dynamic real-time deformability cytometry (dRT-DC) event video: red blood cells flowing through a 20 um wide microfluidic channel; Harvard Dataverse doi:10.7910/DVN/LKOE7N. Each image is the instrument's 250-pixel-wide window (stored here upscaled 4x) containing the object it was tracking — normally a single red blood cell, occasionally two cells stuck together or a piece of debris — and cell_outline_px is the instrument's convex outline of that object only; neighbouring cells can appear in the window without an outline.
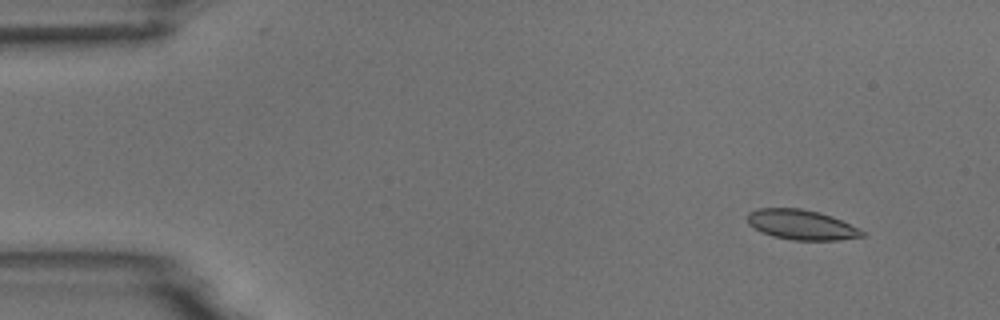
{"species": "common noctule bat (a hibernating species)", "species_latin": "Nyctalus noctula", "temperature_condition": "room temperature", "stored_images_in_passage": 9, "camera_frame_rate_fps": 3000, "um_per_image_px": 0.085, "animal": {"sex": "male", "body_mass_g": 18.8}, "frame": {"image": 1, "passage_image": 2, "time_ms": 1.333, "image_size_px": [1000, 320], "cell_outline_px": [[864, 236], [840, 240], [792, 240], [772, 236], [760, 232], [748, 224], [748, 212], [760, 208], [800, 208], [832, 216], [860, 228], [864, 232]], "centroid_in_image_um": [68.12, 19.11], "position_along_channel_um": 16.9, "area_um2": 20.06}}